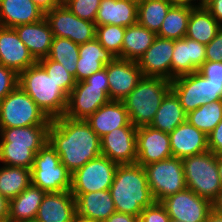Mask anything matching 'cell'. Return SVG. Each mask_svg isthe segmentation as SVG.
<instances>
[{"instance_id": "cell-1", "label": "cell", "mask_w": 222, "mask_h": 222, "mask_svg": "<svg viewBox=\"0 0 222 222\" xmlns=\"http://www.w3.org/2000/svg\"><path fill=\"white\" fill-rule=\"evenodd\" d=\"M48 142L71 174L102 155L99 136L82 119H71L64 115L52 119Z\"/></svg>"}, {"instance_id": "cell-2", "label": "cell", "mask_w": 222, "mask_h": 222, "mask_svg": "<svg viewBox=\"0 0 222 222\" xmlns=\"http://www.w3.org/2000/svg\"><path fill=\"white\" fill-rule=\"evenodd\" d=\"M109 191L119 213L140 217L143 209L155 202L145 169L138 163L118 164Z\"/></svg>"}, {"instance_id": "cell-3", "label": "cell", "mask_w": 222, "mask_h": 222, "mask_svg": "<svg viewBox=\"0 0 222 222\" xmlns=\"http://www.w3.org/2000/svg\"><path fill=\"white\" fill-rule=\"evenodd\" d=\"M49 126L0 128V162L32 169L35 154L48 142Z\"/></svg>"}, {"instance_id": "cell-4", "label": "cell", "mask_w": 222, "mask_h": 222, "mask_svg": "<svg viewBox=\"0 0 222 222\" xmlns=\"http://www.w3.org/2000/svg\"><path fill=\"white\" fill-rule=\"evenodd\" d=\"M18 85L34 100L50 119L65 114L68 94L37 62L19 74Z\"/></svg>"}, {"instance_id": "cell-5", "label": "cell", "mask_w": 222, "mask_h": 222, "mask_svg": "<svg viewBox=\"0 0 222 222\" xmlns=\"http://www.w3.org/2000/svg\"><path fill=\"white\" fill-rule=\"evenodd\" d=\"M171 90V81L163 78L143 77L122 100L130 123L134 127L150 126L165 95Z\"/></svg>"}, {"instance_id": "cell-6", "label": "cell", "mask_w": 222, "mask_h": 222, "mask_svg": "<svg viewBox=\"0 0 222 222\" xmlns=\"http://www.w3.org/2000/svg\"><path fill=\"white\" fill-rule=\"evenodd\" d=\"M108 90L106 68L92 74L85 80L76 82L75 87L68 95L64 116L71 119H87L101 106L110 101Z\"/></svg>"}, {"instance_id": "cell-7", "label": "cell", "mask_w": 222, "mask_h": 222, "mask_svg": "<svg viewBox=\"0 0 222 222\" xmlns=\"http://www.w3.org/2000/svg\"><path fill=\"white\" fill-rule=\"evenodd\" d=\"M51 122L19 85L0 101V128L50 126Z\"/></svg>"}, {"instance_id": "cell-8", "label": "cell", "mask_w": 222, "mask_h": 222, "mask_svg": "<svg viewBox=\"0 0 222 222\" xmlns=\"http://www.w3.org/2000/svg\"><path fill=\"white\" fill-rule=\"evenodd\" d=\"M182 160L187 188L212 202L222 189L217 155L208 150Z\"/></svg>"}, {"instance_id": "cell-9", "label": "cell", "mask_w": 222, "mask_h": 222, "mask_svg": "<svg viewBox=\"0 0 222 222\" xmlns=\"http://www.w3.org/2000/svg\"><path fill=\"white\" fill-rule=\"evenodd\" d=\"M71 175L49 142L35 154L31 169L33 186L46 193L67 191L71 189Z\"/></svg>"}, {"instance_id": "cell-10", "label": "cell", "mask_w": 222, "mask_h": 222, "mask_svg": "<svg viewBox=\"0 0 222 222\" xmlns=\"http://www.w3.org/2000/svg\"><path fill=\"white\" fill-rule=\"evenodd\" d=\"M171 90L178 97L186 114L207 103L222 100V82H211L199 72L173 79Z\"/></svg>"}, {"instance_id": "cell-11", "label": "cell", "mask_w": 222, "mask_h": 222, "mask_svg": "<svg viewBox=\"0 0 222 222\" xmlns=\"http://www.w3.org/2000/svg\"><path fill=\"white\" fill-rule=\"evenodd\" d=\"M144 169L155 202H161L163 199L187 188L181 158L172 156L146 165Z\"/></svg>"}, {"instance_id": "cell-12", "label": "cell", "mask_w": 222, "mask_h": 222, "mask_svg": "<svg viewBox=\"0 0 222 222\" xmlns=\"http://www.w3.org/2000/svg\"><path fill=\"white\" fill-rule=\"evenodd\" d=\"M53 37L67 38L81 45L95 39L96 24L74 15L63 3L44 13Z\"/></svg>"}, {"instance_id": "cell-13", "label": "cell", "mask_w": 222, "mask_h": 222, "mask_svg": "<svg viewBox=\"0 0 222 222\" xmlns=\"http://www.w3.org/2000/svg\"><path fill=\"white\" fill-rule=\"evenodd\" d=\"M118 164L100 155L88 161L71 175V193L108 190L114 180Z\"/></svg>"}, {"instance_id": "cell-14", "label": "cell", "mask_w": 222, "mask_h": 222, "mask_svg": "<svg viewBox=\"0 0 222 222\" xmlns=\"http://www.w3.org/2000/svg\"><path fill=\"white\" fill-rule=\"evenodd\" d=\"M169 217L182 222H205L211 202L186 188L161 201Z\"/></svg>"}, {"instance_id": "cell-15", "label": "cell", "mask_w": 222, "mask_h": 222, "mask_svg": "<svg viewBox=\"0 0 222 222\" xmlns=\"http://www.w3.org/2000/svg\"><path fill=\"white\" fill-rule=\"evenodd\" d=\"M137 127L116 128L100 139L101 154L117 164L137 161Z\"/></svg>"}, {"instance_id": "cell-16", "label": "cell", "mask_w": 222, "mask_h": 222, "mask_svg": "<svg viewBox=\"0 0 222 222\" xmlns=\"http://www.w3.org/2000/svg\"><path fill=\"white\" fill-rule=\"evenodd\" d=\"M110 100L122 101L143 78L137 61L115 58L106 64Z\"/></svg>"}, {"instance_id": "cell-17", "label": "cell", "mask_w": 222, "mask_h": 222, "mask_svg": "<svg viewBox=\"0 0 222 222\" xmlns=\"http://www.w3.org/2000/svg\"><path fill=\"white\" fill-rule=\"evenodd\" d=\"M173 50V39L157 36L153 44L137 61L143 77L163 78L171 81Z\"/></svg>"}, {"instance_id": "cell-18", "label": "cell", "mask_w": 222, "mask_h": 222, "mask_svg": "<svg viewBox=\"0 0 222 222\" xmlns=\"http://www.w3.org/2000/svg\"><path fill=\"white\" fill-rule=\"evenodd\" d=\"M137 161L141 166L172 157L169 134L142 126L137 128Z\"/></svg>"}, {"instance_id": "cell-19", "label": "cell", "mask_w": 222, "mask_h": 222, "mask_svg": "<svg viewBox=\"0 0 222 222\" xmlns=\"http://www.w3.org/2000/svg\"><path fill=\"white\" fill-rule=\"evenodd\" d=\"M205 61L206 45L187 37L174 40L171 81L177 77L197 72Z\"/></svg>"}, {"instance_id": "cell-20", "label": "cell", "mask_w": 222, "mask_h": 222, "mask_svg": "<svg viewBox=\"0 0 222 222\" xmlns=\"http://www.w3.org/2000/svg\"><path fill=\"white\" fill-rule=\"evenodd\" d=\"M36 63L16 31L13 28L0 26V64L20 74Z\"/></svg>"}, {"instance_id": "cell-21", "label": "cell", "mask_w": 222, "mask_h": 222, "mask_svg": "<svg viewBox=\"0 0 222 222\" xmlns=\"http://www.w3.org/2000/svg\"><path fill=\"white\" fill-rule=\"evenodd\" d=\"M169 139L173 157L183 159L209 150L207 135L187 120L169 134Z\"/></svg>"}, {"instance_id": "cell-22", "label": "cell", "mask_w": 222, "mask_h": 222, "mask_svg": "<svg viewBox=\"0 0 222 222\" xmlns=\"http://www.w3.org/2000/svg\"><path fill=\"white\" fill-rule=\"evenodd\" d=\"M76 214V199L70 190L46 193L34 222H71Z\"/></svg>"}, {"instance_id": "cell-23", "label": "cell", "mask_w": 222, "mask_h": 222, "mask_svg": "<svg viewBox=\"0 0 222 222\" xmlns=\"http://www.w3.org/2000/svg\"><path fill=\"white\" fill-rule=\"evenodd\" d=\"M13 29L37 62L49 55L53 34L45 18Z\"/></svg>"}, {"instance_id": "cell-24", "label": "cell", "mask_w": 222, "mask_h": 222, "mask_svg": "<svg viewBox=\"0 0 222 222\" xmlns=\"http://www.w3.org/2000/svg\"><path fill=\"white\" fill-rule=\"evenodd\" d=\"M101 139L116 128L133 126L122 101L110 100L85 119Z\"/></svg>"}, {"instance_id": "cell-25", "label": "cell", "mask_w": 222, "mask_h": 222, "mask_svg": "<svg viewBox=\"0 0 222 222\" xmlns=\"http://www.w3.org/2000/svg\"><path fill=\"white\" fill-rule=\"evenodd\" d=\"M72 195L76 199V213L93 222H103L116 212L109 189Z\"/></svg>"}, {"instance_id": "cell-26", "label": "cell", "mask_w": 222, "mask_h": 222, "mask_svg": "<svg viewBox=\"0 0 222 222\" xmlns=\"http://www.w3.org/2000/svg\"><path fill=\"white\" fill-rule=\"evenodd\" d=\"M138 0H101L96 25L128 27L137 23Z\"/></svg>"}, {"instance_id": "cell-27", "label": "cell", "mask_w": 222, "mask_h": 222, "mask_svg": "<svg viewBox=\"0 0 222 222\" xmlns=\"http://www.w3.org/2000/svg\"><path fill=\"white\" fill-rule=\"evenodd\" d=\"M44 18V12L32 0H0V26L14 28Z\"/></svg>"}, {"instance_id": "cell-28", "label": "cell", "mask_w": 222, "mask_h": 222, "mask_svg": "<svg viewBox=\"0 0 222 222\" xmlns=\"http://www.w3.org/2000/svg\"><path fill=\"white\" fill-rule=\"evenodd\" d=\"M116 57L106 50L95 38L79 45V59L77 60L76 82L85 80L92 74L105 68Z\"/></svg>"}, {"instance_id": "cell-29", "label": "cell", "mask_w": 222, "mask_h": 222, "mask_svg": "<svg viewBox=\"0 0 222 222\" xmlns=\"http://www.w3.org/2000/svg\"><path fill=\"white\" fill-rule=\"evenodd\" d=\"M46 192L32 184L9 200L8 222H34Z\"/></svg>"}, {"instance_id": "cell-30", "label": "cell", "mask_w": 222, "mask_h": 222, "mask_svg": "<svg viewBox=\"0 0 222 222\" xmlns=\"http://www.w3.org/2000/svg\"><path fill=\"white\" fill-rule=\"evenodd\" d=\"M222 26L204 7H193L189 16L186 37L207 45Z\"/></svg>"}, {"instance_id": "cell-31", "label": "cell", "mask_w": 222, "mask_h": 222, "mask_svg": "<svg viewBox=\"0 0 222 222\" xmlns=\"http://www.w3.org/2000/svg\"><path fill=\"white\" fill-rule=\"evenodd\" d=\"M186 117L187 114L180 105L178 97L170 90L162 100L150 126L170 134L178 125L186 121Z\"/></svg>"}, {"instance_id": "cell-32", "label": "cell", "mask_w": 222, "mask_h": 222, "mask_svg": "<svg viewBox=\"0 0 222 222\" xmlns=\"http://www.w3.org/2000/svg\"><path fill=\"white\" fill-rule=\"evenodd\" d=\"M157 34L136 23L125 28L121 59L138 61L153 44Z\"/></svg>"}, {"instance_id": "cell-33", "label": "cell", "mask_w": 222, "mask_h": 222, "mask_svg": "<svg viewBox=\"0 0 222 222\" xmlns=\"http://www.w3.org/2000/svg\"><path fill=\"white\" fill-rule=\"evenodd\" d=\"M32 184L31 169L3 165L0 167V194L15 198Z\"/></svg>"}, {"instance_id": "cell-34", "label": "cell", "mask_w": 222, "mask_h": 222, "mask_svg": "<svg viewBox=\"0 0 222 222\" xmlns=\"http://www.w3.org/2000/svg\"><path fill=\"white\" fill-rule=\"evenodd\" d=\"M193 6L173 5L163 23L157 36L167 39L178 40L186 37L188 20Z\"/></svg>"}, {"instance_id": "cell-35", "label": "cell", "mask_w": 222, "mask_h": 222, "mask_svg": "<svg viewBox=\"0 0 222 222\" xmlns=\"http://www.w3.org/2000/svg\"><path fill=\"white\" fill-rule=\"evenodd\" d=\"M172 6L169 0H138L137 23L157 33Z\"/></svg>"}, {"instance_id": "cell-36", "label": "cell", "mask_w": 222, "mask_h": 222, "mask_svg": "<svg viewBox=\"0 0 222 222\" xmlns=\"http://www.w3.org/2000/svg\"><path fill=\"white\" fill-rule=\"evenodd\" d=\"M186 120L208 136L222 120V100L207 103L189 112Z\"/></svg>"}, {"instance_id": "cell-37", "label": "cell", "mask_w": 222, "mask_h": 222, "mask_svg": "<svg viewBox=\"0 0 222 222\" xmlns=\"http://www.w3.org/2000/svg\"><path fill=\"white\" fill-rule=\"evenodd\" d=\"M49 59L60 63L74 76L76 81L77 60L79 59V45L67 38L53 37Z\"/></svg>"}, {"instance_id": "cell-38", "label": "cell", "mask_w": 222, "mask_h": 222, "mask_svg": "<svg viewBox=\"0 0 222 222\" xmlns=\"http://www.w3.org/2000/svg\"><path fill=\"white\" fill-rule=\"evenodd\" d=\"M125 28L117 25H96L95 38L99 43L113 54L121 59V50L125 34Z\"/></svg>"}, {"instance_id": "cell-39", "label": "cell", "mask_w": 222, "mask_h": 222, "mask_svg": "<svg viewBox=\"0 0 222 222\" xmlns=\"http://www.w3.org/2000/svg\"><path fill=\"white\" fill-rule=\"evenodd\" d=\"M48 75L69 95L76 85L75 78L60 63L48 57L38 61Z\"/></svg>"}, {"instance_id": "cell-40", "label": "cell", "mask_w": 222, "mask_h": 222, "mask_svg": "<svg viewBox=\"0 0 222 222\" xmlns=\"http://www.w3.org/2000/svg\"><path fill=\"white\" fill-rule=\"evenodd\" d=\"M63 3L77 17L95 22L101 0H63Z\"/></svg>"}, {"instance_id": "cell-41", "label": "cell", "mask_w": 222, "mask_h": 222, "mask_svg": "<svg viewBox=\"0 0 222 222\" xmlns=\"http://www.w3.org/2000/svg\"><path fill=\"white\" fill-rule=\"evenodd\" d=\"M19 74L0 64V101L18 86Z\"/></svg>"}, {"instance_id": "cell-42", "label": "cell", "mask_w": 222, "mask_h": 222, "mask_svg": "<svg viewBox=\"0 0 222 222\" xmlns=\"http://www.w3.org/2000/svg\"><path fill=\"white\" fill-rule=\"evenodd\" d=\"M169 220L170 217L161 202H154L144 208L139 217V222H169Z\"/></svg>"}, {"instance_id": "cell-43", "label": "cell", "mask_w": 222, "mask_h": 222, "mask_svg": "<svg viewBox=\"0 0 222 222\" xmlns=\"http://www.w3.org/2000/svg\"><path fill=\"white\" fill-rule=\"evenodd\" d=\"M206 61L222 62V27L216 36L206 45Z\"/></svg>"}, {"instance_id": "cell-44", "label": "cell", "mask_w": 222, "mask_h": 222, "mask_svg": "<svg viewBox=\"0 0 222 222\" xmlns=\"http://www.w3.org/2000/svg\"><path fill=\"white\" fill-rule=\"evenodd\" d=\"M197 72L211 82H222V62L205 61Z\"/></svg>"}, {"instance_id": "cell-45", "label": "cell", "mask_w": 222, "mask_h": 222, "mask_svg": "<svg viewBox=\"0 0 222 222\" xmlns=\"http://www.w3.org/2000/svg\"><path fill=\"white\" fill-rule=\"evenodd\" d=\"M208 149L215 155H222V120L214 128V130L207 136Z\"/></svg>"}, {"instance_id": "cell-46", "label": "cell", "mask_w": 222, "mask_h": 222, "mask_svg": "<svg viewBox=\"0 0 222 222\" xmlns=\"http://www.w3.org/2000/svg\"><path fill=\"white\" fill-rule=\"evenodd\" d=\"M203 5L222 26V0H208Z\"/></svg>"}, {"instance_id": "cell-47", "label": "cell", "mask_w": 222, "mask_h": 222, "mask_svg": "<svg viewBox=\"0 0 222 222\" xmlns=\"http://www.w3.org/2000/svg\"><path fill=\"white\" fill-rule=\"evenodd\" d=\"M103 222H139V217L125 213L115 212Z\"/></svg>"}, {"instance_id": "cell-48", "label": "cell", "mask_w": 222, "mask_h": 222, "mask_svg": "<svg viewBox=\"0 0 222 222\" xmlns=\"http://www.w3.org/2000/svg\"><path fill=\"white\" fill-rule=\"evenodd\" d=\"M44 13L63 4V0H32Z\"/></svg>"}, {"instance_id": "cell-49", "label": "cell", "mask_w": 222, "mask_h": 222, "mask_svg": "<svg viewBox=\"0 0 222 222\" xmlns=\"http://www.w3.org/2000/svg\"><path fill=\"white\" fill-rule=\"evenodd\" d=\"M9 200L0 194V222H8Z\"/></svg>"}, {"instance_id": "cell-50", "label": "cell", "mask_w": 222, "mask_h": 222, "mask_svg": "<svg viewBox=\"0 0 222 222\" xmlns=\"http://www.w3.org/2000/svg\"><path fill=\"white\" fill-rule=\"evenodd\" d=\"M212 210L220 215H222V189L216 196V198L211 202Z\"/></svg>"}, {"instance_id": "cell-51", "label": "cell", "mask_w": 222, "mask_h": 222, "mask_svg": "<svg viewBox=\"0 0 222 222\" xmlns=\"http://www.w3.org/2000/svg\"><path fill=\"white\" fill-rule=\"evenodd\" d=\"M205 222H222V215L211 210L206 218Z\"/></svg>"}, {"instance_id": "cell-52", "label": "cell", "mask_w": 222, "mask_h": 222, "mask_svg": "<svg viewBox=\"0 0 222 222\" xmlns=\"http://www.w3.org/2000/svg\"><path fill=\"white\" fill-rule=\"evenodd\" d=\"M173 5H186V6H199L196 4V0H169ZM195 2V3H194ZM196 4V5H195Z\"/></svg>"}, {"instance_id": "cell-53", "label": "cell", "mask_w": 222, "mask_h": 222, "mask_svg": "<svg viewBox=\"0 0 222 222\" xmlns=\"http://www.w3.org/2000/svg\"><path fill=\"white\" fill-rule=\"evenodd\" d=\"M71 222H93L92 220L88 219V218H84L80 215H78L77 213L73 216L72 221Z\"/></svg>"}, {"instance_id": "cell-54", "label": "cell", "mask_w": 222, "mask_h": 222, "mask_svg": "<svg viewBox=\"0 0 222 222\" xmlns=\"http://www.w3.org/2000/svg\"><path fill=\"white\" fill-rule=\"evenodd\" d=\"M218 174L222 184V155L217 156Z\"/></svg>"}, {"instance_id": "cell-55", "label": "cell", "mask_w": 222, "mask_h": 222, "mask_svg": "<svg viewBox=\"0 0 222 222\" xmlns=\"http://www.w3.org/2000/svg\"><path fill=\"white\" fill-rule=\"evenodd\" d=\"M198 1V0H197ZM208 0H199V3H198V5L200 6V5H203L204 3H206Z\"/></svg>"}, {"instance_id": "cell-56", "label": "cell", "mask_w": 222, "mask_h": 222, "mask_svg": "<svg viewBox=\"0 0 222 222\" xmlns=\"http://www.w3.org/2000/svg\"><path fill=\"white\" fill-rule=\"evenodd\" d=\"M169 222H182V221L174 220V219H171V218H170Z\"/></svg>"}]
</instances>
